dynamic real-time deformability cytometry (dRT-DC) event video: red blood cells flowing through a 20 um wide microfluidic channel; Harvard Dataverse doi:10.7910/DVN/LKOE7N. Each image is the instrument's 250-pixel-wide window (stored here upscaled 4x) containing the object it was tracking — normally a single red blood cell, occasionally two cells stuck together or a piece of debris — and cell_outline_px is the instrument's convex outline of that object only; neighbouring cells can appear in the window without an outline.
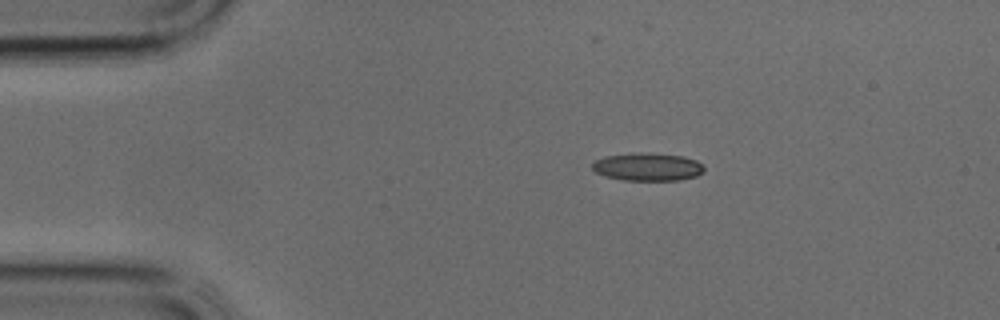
{"species": "common noctule bat (a hibernating species)", "species_latin": "Nyctalus noctula", "temperature_condition": "cold", "stored_images_in_passage": 10, "camera_frame_rate_fps": 3000, "um_per_image_px": 0.085, "animal": {"sex": "male", "body_mass_g": 17.9, "forearm_length_mm": 54.2}, "frame": {"image": 1, "passage_image": 1, "time_ms": 0.0, "image_size_px": [1000, 320], "cell_outline_px": [[704, 172], [696, 176], [680, 180], [624, 180], [604, 176], [596, 172], [592, 168], [592, 164], [596, 160], [604, 156], [636, 152], [640, 152], [684, 156], [696, 160], [704, 168]], "centroid_in_image_um": [55.04, 14.18], "position_along_channel_um": 30.0, "area_um2": 18.21}}
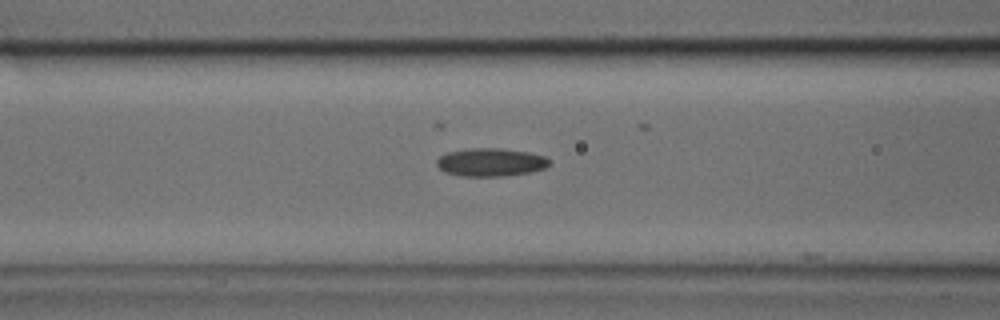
{"frame": {"image": 2, "passage_image": 9, "time_ms": 2.667, "image_size_px": [1000, 320], "cell_outline_px": [[548, 164], [544, 168], [528, 172], [504, 176], [460, 176], [444, 172], [436, 164], [436, 160], [440, 156], [448, 152], [468, 148], [500, 148], [528, 152], [544, 156], [548, 160]], "centroid_in_image_um": [41.65, 13.79], "position_along_channel_um": 124.9, "area_um2": 18.32}}